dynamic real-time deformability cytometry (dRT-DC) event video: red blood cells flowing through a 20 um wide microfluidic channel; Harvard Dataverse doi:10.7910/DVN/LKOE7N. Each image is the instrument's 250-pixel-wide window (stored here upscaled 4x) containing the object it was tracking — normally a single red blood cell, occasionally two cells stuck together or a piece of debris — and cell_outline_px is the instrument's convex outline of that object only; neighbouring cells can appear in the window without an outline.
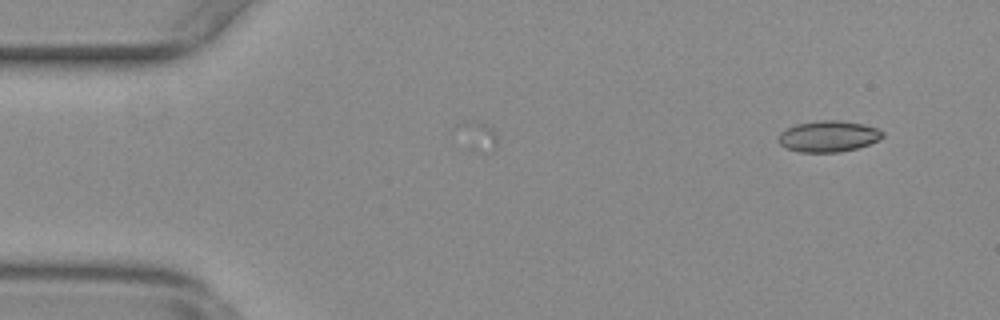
{"species": "common noctule bat (a hibernating species)", "species_latin": "Nyctalus noctula", "temperature_condition": "warm", "stored_images_in_passage": 5, "camera_frame_rate_fps": 3000, "um_per_image_px": 0.085, "animal": {"sex": "female", "body_mass_g": 29.2, "forearm_length_mm": 56.3}, "frame": {"image": 1, "passage_image": 2, "time_ms": 0.333, "image_size_px": [1000, 320], "cell_outline_px": [[884, 136], [880, 140], [856, 148], [840, 152], [800, 152], [788, 148], [780, 144], [780, 132], [796, 124], [820, 120], [840, 120], [864, 124], [876, 128], [884, 132]], "centroid_in_image_um": [70.46, 11.58], "position_along_channel_um": 14.5, "area_um2": 18.79}}